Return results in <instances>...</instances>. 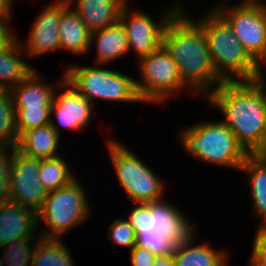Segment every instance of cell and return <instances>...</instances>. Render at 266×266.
I'll use <instances>...</instances> for the list:
<instances>
[{
  "mask_svg": "<svg viewBox=\"0 0 266 266\" xmlns=\"http://www.w3.org/2000/svg\"><path fill=\"white\" fill-rule=\"evenodd\" d=\"M186 13L178 11L167 23L162 46L177 64L181 79L189 86L187 89L205 99L224 81L214 70L202 29Z\"/></svg>",
  "mask_w": 266,
  "mask_h": 266,
  "instance_id": "cell-1",
  "label": "cell"
},
{
  "mask_svg": "<svg viewBox=\"0 0 266 266\" xmlns=\"http://www.w3.org/2000/svg\"><path fill=\"white\" fill-rule=\"evenodd\" d=\"M204 100L218 108L224 116L221 121L250 155L266 128V106L260 89L252 81L222 82Z\"/></svg>",
  "mask_w": 266,
  "mask_h": 266,
  "instance_id": "cell-2",
  "label": "cell"
},
{
  "mask_svg": "<svg viewBox=\"0 0 266 266\" xmlns=\"http://www.w3.org/2000/svg\"><path fill=\"white\" fill-rule=\"evenodd\" d=\"M162 199L148 203H134L128 222L136 233L137 246L157 255L172 254L175 245L187 240L196 227L178 206Z\"/></svg>",
  "mask_w": 266,
  "mask_h": 266,
  "instance_id": "cell-3",
  "label": "cell"
},
{
  "mask_svg": "<svg viewBox=\"0 0 266 266\" xmlns=\"http://www.w3.org/2000/svg\"><path fill=\"white\" fill-rule=\"evenodd\" d=\"M204 14L193 19L207 38L211 62L217 75L224 82L252 81L261 67L249 56L228 23L212 7Z\"/></svg>",
  "mask_w": 266,
  "mask_h": 266,
  "instance_id": "cell-4",
  "label": "cell"
},
{
  "mask_svg": "<svg viewBox=\"0 0 266 266\" xmlns=\"http://www.w3.org/2000/svg\"><path fill=\"white\" fill-rule=\"evenodd\" d=\"M186 153L207 165L239 170L249 154L221 121H201L178 131Z\"/></svg>",
  "mask_w": 266,
  "mask_h": 266,
  "instance_id": "cell-5",
  "label": "cell"
},
{
  "mask_svg": "<svg viewBox=\"0 0 266 266\" xmlns=\"http://www.w3.org/2000/svg\"><path fill=\"white\" fill-rule=\"evenodd\" d=\"M79 178L55 191L48 192L41 209L37 212L38 228L45 225L41 238L60 239L73 227H79L90 217L87 190ZM43 223V224H42ZM79 225V226H78Z\"/></svg>",
  "mask_w": 266,
  "mask_h": 266,
  "instance_id": "cell-6",
  "label": "cell"
},
{
  "mask_svg": "<svg viewBox=\"0 0 266 266\" xmlns=\"http://www.w3.org/2000/svg\"><path fill=\"white\" fill-rule=\"evenodd\" d=\"M103 64L66 66L65 79L92 104L94 100L122 103H143L138 96L135 79Z\"/></svg>",
  "mask_w": 266,
  "mask_h": 266,
  "instance_id": "cell-7",
  "label": "cell"
},
{
  "mask_svg": "<svg viewBox=\"0 0 266 266\" xmlns=\"http://www.w3.org/2000/svg\"><path fill=\"white\" fill-rule=\"evenodd\" d=\"M107 141L112 168L115 170L118 183L127 193L126 200L133 203H148L164 199L165 181L153 172L150 165L147 166L145 161L122 142L112 138Z\"/></svg>",
  "mask_w": 266,
  "mask_h": 266,
  "instance_id": "cell-8",
  "label": "cell"
},
{
  "mask_svg": "<svg viewBox=\"0 0 266 266\" xmlns=\"http://www.w3.org/2000/svg\"><path fill=\"white\" fill-rule=\"evenodd\" d=\"M137 60L142 79H135V85L145 104L165 105L171 96L185 91L187 86L180 77L177 64L163 46Z\"/></svg>",
  "mask_w": 266,
  "mask_h": 266,
  "instance_id": "cell-9",
  "label": "cell"
},
{
  "mask_svg": "<svg viewBox=\"0 0 266 266\" xmlns=\"http://www.w3.org/2000/svg\"><path fill=\"white\" fill-rule=\"evenodd\" d=\"M224 1L213 9L228 23L249 56L265 67L266 2H238L228 7V0Z\"/></svg>",
  "mask_w": 266,
  "mask_h": 266,
  "instance_id": "cell-10",
  "label": "cell"
},
{
  "mask_svg": "<svg viewBox=\"0 0 266 266\" xmlns=\"http://www.w3.org/2000/svg\"><path fill=\"white\" fill-rule=\"evenodd\" d=\"M129 2L122 8L119 21L123 24L128 40V49L141 58L155 52L162 46L165 26L178 11H185L182 2L163 11L158 21L138 8H129ZM161 17V18H160Z\"/></svg>",
  "mask_w": 266,
  "mask_h": 266,
  "instance_id": "cell-11",
  "label": "cell"
},
{
  "mask_svg": "<svg viewBox=\"0 0 266 266\" xmlns=\"http://www.w3.org/2000/svg\"><path fill=\"white\" fill-rule=\"evenodd\" d=\"M59 80L57 88L60 90H55L51 105L50 124L61 136L62 129L75 133L88 127L95 112L93 104L65 79V73ZM61 89L63 92L60 93ZM53 117L55 118L53 119Z\"/></svg>",
  "mask_w": 266,
  "mask_h": 266,
  "instance_id": "cell-12",
  "label": "cell"
},
{
  "mask_svg": "<svg viewBox=\"0 0 266 266\" xmlns=\"http://www.w3.org/2000/svg\"><path fill=\"white\" fill-rule=\"evenodd\" d=\"M40 159L26 156L17 149L10 177V201L36 213L41 209L48 191L39 178Z\"/></svg>",
  "mask_w": 266,
  "mask_h": 266,
  "instance_id": "cell-13",
  "label": "cell"
},
{
  "mask_svg": "<svg viewBox=\"0 0 266 266\" xmlns=\"http://www.w3.org/2000/svg\"><path fill=\"white\" fill-rule=\"evenodd\" d=\"M67 0H55L45 4L33 21L24 43L19 39L28 58L41 57L49 52L60 51L59 25L61 15L69 8Z\"/></svg>",
  "mask_w": 266,
  "mask_h": 266,
  "instance_id": "cell-14",
  "label": "cell"
},
{
  "mask_svg": "<svg viewBox=\"0 0 266 266\" xmlns=\"http://www.w3.org/2000/svg\"><path fill=\"white\" fill-rule=\"evenodd\" d=\"M37 230L40 228L35 211L11 201L0 204V249L19 239L41 238Z\"/></svg>",
  "mask_w": 266,
  "mask_h": 266,
  "instance_id": "cell-15",
  "label": "cell"
},
{
  "mask_svg": "<svg viewBox=\"0 0 266 266\" xmlns=\"http://www.w3.org/2000/svg\"><path fill=\"white\" fill-rule=\"evenodd\" d=\"M91 33L113 25L130 0H67ZM75 6V7H74Z\"/></svg>",
  "mask_w": 266,
  "mask_h": 266,
  "instance_id": "cell-16",
  "label": "cell"
},
{
  "mask_svg": "<svg viewBox=\"0 0 266 266\" xmlns=\"http://www.w3.org/2000/svg\"><path fill=\"white\" fill-rule=\"evenodd\" d=\"M196 236L198 234L195 232L187 240L175 245V266H229L228 252L217 250L207 241L195 245Z\"/></svg>",
  "mask_w": 266,
  "mask_h": 266,
  "instance_id": "cell-17",
  "label": "cell"
},
{
  "mask_svg": "<svg viewBox=\"0 0 266 266\" xmlns=\"http://www.w3.org/2000/svg\"><path fill=\"white\" fill-rule=\"evenodd\" d=\"M96 43V46L94 45ZM96 47V64L108 65L129 54L128 40L123 24L118 21L102 30L91 33L90 50Z\"/></svg>",
  "mask_w": 266,
  "mask_h": 266,
  "instance_id": "cell-18",
  "label": "cell"
},
{
  "mask_svg": "<svg viewBox=\"0 0 266 266\" xmlns=\"http://www.w3.org/2000/svg\"><path fill=\"white\" fill-rule=\"evenodd\" d=\"M44 78L39 71L35 70L12 88L10 93L14 107H51L57 86L54 83H46Z\"/></svg>",
  "mask_w": 266,
  "mask_h": 266,
  "instance_id": "cell-19",
  "label": "cell"
},
{
  "mask_svg": "<svg viewBox=\"0 0 266 266\" xmlns=\"http://www.w3.org/2000/svg\"><path fill=\"white\" fill-rule=\"evenodd\" d=\"M61 137L51 124L32 128L23 132L16 144L22 154L36 159H47L59 156L58 148Z\"/></svg>",
  "mask_w": 266,
  "mask_h": 266,
  "instance_id": "cell-20",
  "label": "cell"
},
{
  "mask_svg": "<svg viewBox=\"0 0 266 266\" xmlns=\"http://www.w3.org/2000/svg\"><path fill=\"white\" fill-rule=\"evenodd\" d=\"M23 55L27 54L18 37L10 45L0 48V89L11 90L35 71L23 60Z\"/></svg>",
  "mask_w": 266,
  "mask_h": 266,
  "instance_id": "cell-21",
  "label": "cell"
},
{
  "mask_svg": "<svg viewBox=\"0 0 266 266\" xmlns=\"http://www.w3.org/2000/svg\"><path fill=\"white\" fill-rule=\"evenodd\" d=\"M239 170L250 184L253 216L260 219L257 228H266V159L249 155Z\"/></svg>",
  "mask_w": 266,
  "mask_h": 266,
  "instance_id": "cell-22",
  "label": "cell"
},
{
  "mask_svg": "<svg viewBox=\"0 0 266 266\" xmlns=\"http://www.w3.org/2000/svg\"><path fill=\"white\" fill-rule=\"evenodd\" d=\"M59 36L60 50L76 56L89 53L91 32L71 7L61 15Z\"/></svg>",
  "mask_w": 266,
  "mask_h": 266,
  "instance_id": "cell-23",
  "label": "cell"
},
{
  "mask_svg": "<svg viewBox=\"0 0 266 266\" xmlns=\"http://www.w3.org/2000/svg\"><path fill=\"white\" fill-rule=\"evenodd\" d=\"M70 251L62 238H40L34 247L30 266H75Z\"/></svg>",
  "mask_w": 266,
  "mask_h": 266,
  "instance_id": "cell-24",
  "label": "cell"
},
{
  "mask_svg": "<svg viewBox=\"0 0 266 266\" xmlns=\"http://www.w3.org/2000/svg\"><path fill=\"white\" fill-rule=\"evenodd\" d=\"M66 160L61 154L53 158L40 159L39 178L48 192L66 186L77 178Z\"/></svg>",
  "mask_w": 266,
  "mask_h": 266,
  "instance_id": "cell-25",
  "label": "cell"
},
{
  "mask_svg": "<svg viewBox=\"0 0 266 266\" xmlns=\"http://www.w3.org/2000/svg\"><path fill=\"white\" fill-rule=\"evenodd\" d=\"M15 113L10 90L0 89V145H16L18 142Z\"/></svg>",
  "mask_w": 266,
  "mask_h": 266,
  "instance_id": "cell-26",
  "label": "cell"
},
{
  "mask_svg": "<svg viewBox=\"0 0 266 266\" xmlns=\"http://www.w3.org/2000/svg\"><path fill=\"white\" fill-rule=\"evenodd\" d=\"M39 239L24 238L3 246L2 258L5 266H30L32 253Z\"/></svg>",
  "mask_w": 266,
  "mask_h": 266,
  "instance_id": "cell-27",
  "label": "cell"
},
{
  "mask_svg": "<svg viewBox=\"0 0 266 266\" xmlns=\"http://www.w3.org/2000/svg\"><path fill=\"white\" fill-rule=\"evenodd\" d=\"M18 136L23 132L50 124L51 107H15Z\"/></svg>",
  "mask_w": 266,
  "mask_h": 266,
  "instance_id": "cell-28",
  "label": "cell"
},
{
  "mask_svg": "<svg viewBox=\"0 0 266 266\" xmlns=\"http://www.w3.org/2000/svg\"><path fill=\"white\" fill-rule=\"evenodd\" d=\"M108 237L112 243L128 247L131 250L136 244V233L126 218H117L111 224Z\"/></svg>",
  "mask_w": 266,
  "mask_h": 266,
  "instance_id": "cell-29",
  "label": "cell"
},
{
  "mask_svg": "<svg viewBox=\"0 0 266 266\" xmlns=\"http://www.w3.org/2000/svg\"><path fill=\"white\" fill-rule=\"evenodd\" d=\"M255 234L249 266H266V228H258Z\"/></svg>",
  "mask_w": 266,
  "mask_h": 266,
  "instance_id": "cell-30",
  "label": "cell"
},
{
  "mask_svg": "<svg viewBox=\"0 0 266 266\" xmlns=\"http://www.w3.org/2000/svg\"><path fill=\"white\" fill-rule=\"evenodd\" d=\"M16 149V145H0V179L2 181H10L13 157Z\"/></svg>",
  "mask_w": 266,
  "mask_h": 266,
  "instance_id": "cell-31",
  "label": "cell"
},
{
  "mask_svg": "<svg viewBox=\"0 0 266 266\" xmlns=\"http://www.w3.org/2000/svg\"><path fill=\"white\" fill-rule=\"evenodd\" d=\"M132 266H152L156 255L146 248L135 245L130 251Z\"/></svg>",
  "mask_w": 266,
  "mask_h": 266,
  "instance_id": "cell-32",
  "label": "cell"
},
{
  "mask_svg": "<svg viewBox=\"0 0 266 266\" xmlns=\"http://www.w3.org/2000/svg\"><path fill=\"white\" fill-rule=\"evenodd\" d=\"M11 17L0 16V48L10 45L18 36L10 26Z\"/></svg>",
  "mask_w": 266,
  "mask_h": 266,
  "instance_id": "cell-33",
  "label": "cell"
},
{
  "mask_svg": "<svg viewBox=\"0 0 266 266\" xmlns=\"http://www.w3.org/2000/svg\"><path fill=\"white\" fill-rule=\"evenodd\" d=\"M261 67L260 71L255 75L252 79V82L260 89L261 93L263 94L266 106V66Z\"/></svg>",
  "mask_w": 266,
  "mask_h": 266,
  "instance_id": "cell-34",
  "label": "cell"
},
{
  "mask_svg": "<svg viewBox=\"0 0 266 266\" xmlns=\"http://www.w3.org/2000/svg\"><path fill=\"white\" fill-rule=\"evenodd\" d=\"M250 155L256 158L266 159V128L258 147Z\"/></svg>",
  "mask_w": 266,
  "mask_h": 266,
  "instance_id": "cell-35",
  "label": "cell"
},
{
  "mask_svg": "<svg viewBox=\"0 0 266 266\" xmlns=\"http://www.w3.org/2000/svg\"><path fill=\"white\" fill-rule=\"evenodd\" d=\"M152 266H175L173 253L157 255Z\"/></svg>",
  "mask_w": 266,
  "mask_h": 266,
  "instance_id": "cell-36",
  "label": "cell"
},
{
  "mask_svg": "<svg viewBox=\"0 0 266 266\" xmlns=\"http://www.w3.org/2000/svg\"><path fill=\"white\" fill-rule=\"evenodd\" d=\"M10 181H2L0 179V204L10 202Z\"/></svg>",
  "mask_w": 266,
  "mask_h": 266,
  "instance_id": "cell-37",
  "label": "cell"
},
{
  "mask_svg": "<svg viewBox=\"0 0 266 266\" xmlns=\"http://www.w3.org/2000/svg\"><path fill=\"white\" fill-rule=\"evenodd\" d=\"M14 2L15 0H0V16L12 17Z\"/></svg>",
  "mask_w": 266,
  "mask_h": 266,
  "instance_id": "cell-38",
  "label": "cell"
},
{
  "mask_svg": "<svg viewBox=\"0 0 266 266\" xmlns=\"http://www.w3.org/2000/svg\"><path fill=\"white\" fill-rule=\"evenodd\" d=\"M240 2H265L263 0H240Z\"/></svg>",
  "mask_w": 266,
  "mask_h": 266,
  "instance_id": "cell-39",
  "label": "cell"
},
{
  "mask_svg": "<svg viewBox=\"0 0 266 266\" xmlns=\"http://www.w3.org/2000/svg\"><path fill=\"white\" fill-rule=\"evenodd\" d=\"M0 266H5L4 262H3V258L2 256L0 255Z\"/></svg>",
  "mask_w": 266,
  "mask_h": 266,
  "instance_id": "cell-40",
  "label": "cell"
}]
</instances>
